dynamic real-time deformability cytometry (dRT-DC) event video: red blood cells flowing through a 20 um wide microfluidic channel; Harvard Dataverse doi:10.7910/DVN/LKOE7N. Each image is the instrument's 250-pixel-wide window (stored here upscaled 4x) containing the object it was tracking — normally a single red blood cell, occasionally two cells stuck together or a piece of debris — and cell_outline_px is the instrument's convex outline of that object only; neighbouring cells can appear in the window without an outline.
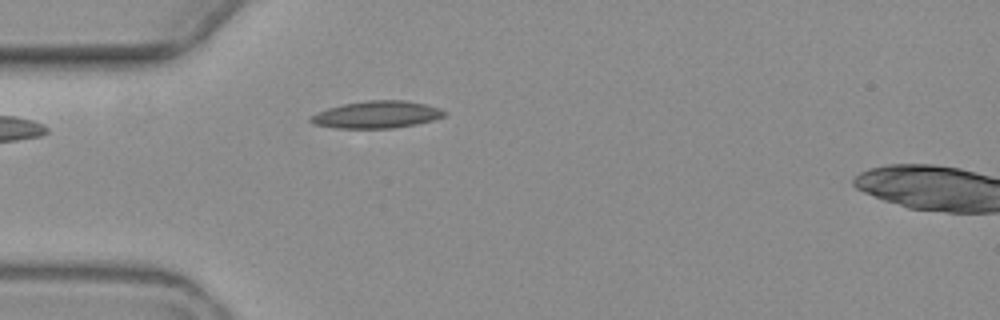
{"species": "common noctule bat (a hibernating species)", "species_latin": "Nyctalus noctula", "temperature_condition": "warm", "stored_images_in_passage": 5, "camera_frame_rate_fps": 3000, "um_per_image_px": 0.085, "animal": {"sex": "female", "body_mass_g": 19.3, "forearm_length_mm": 54.1}, "frame": {"image": 1, "passage_image": 4, "time_ms": 3.667, "image_size_px": [1000, 320], "cell_outline_px": [[448, 112], [444, 116], [432, 120], [416, 124], [392, 128], [336, 128], [312, 124], [308, 120], [316, 112], [328, 108], [344, 104], [368, 100], [404, 100], [424, 104], [440, 108]], "centroid_in_image_um": [32.01, 9.74], "position_along_channel_um": 53.0, "area_um2": 21.1}}